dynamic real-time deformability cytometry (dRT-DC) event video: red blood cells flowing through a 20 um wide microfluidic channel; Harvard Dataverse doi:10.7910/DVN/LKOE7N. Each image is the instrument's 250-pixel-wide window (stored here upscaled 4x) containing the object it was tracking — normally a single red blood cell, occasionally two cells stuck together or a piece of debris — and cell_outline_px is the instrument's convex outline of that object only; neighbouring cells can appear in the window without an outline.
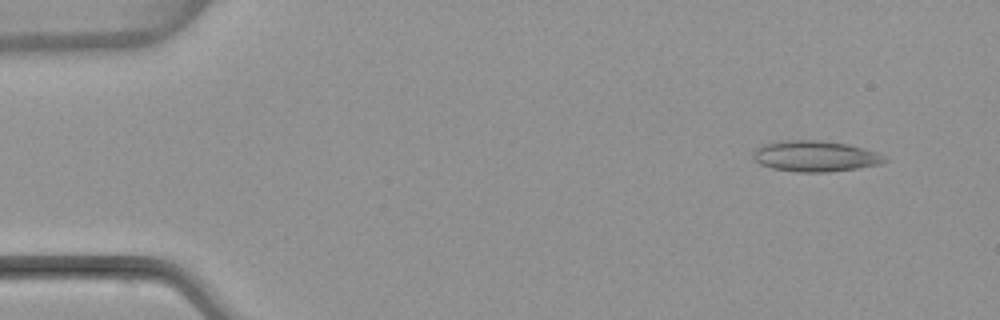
{"species": "common noctule bat (a hibernating species)", "species_latin": "Nyctalus noctula", "temperature_condition": "warm", "stored_images_in_passage": 4, "camera_frame_rate_fps": 3000, "um_per_image_px": 0.085, "animal": {"sex": "female", "body_mass_g": 22.7, "forearm_length_mm": 54.2}, "frame": {"image": 1, "passage_image": 1, "time_ms": 0.0, "image_size_px": [1000, 320], "cell_outline_px": [[888, 160], [880, 164], [856, 168], [828, 172], [796, 172], [772, 168], [760, 164], [752, 156], [756, 148], [760, 144], [784, 140], [816, 140], [848, 144], [864, 148], [888, 156]], "centroid_in_image_um": [69.29, 13.27], "position_along_channel_um": 15.7, "area_um2": 23.76}}
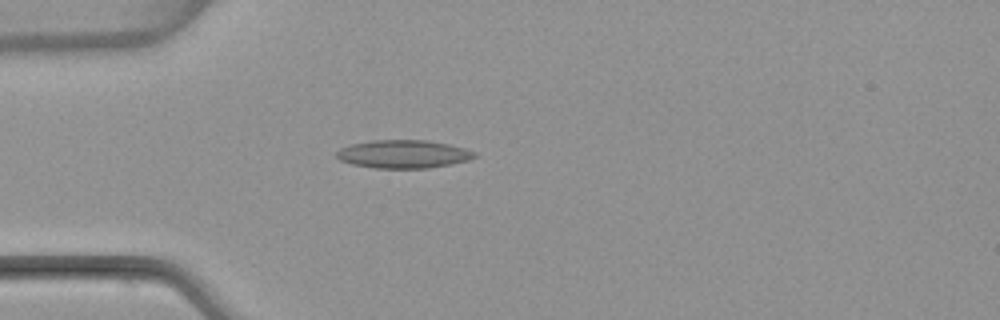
{"frame": {"image": 2, "passage_image": 4, "time_ms": 3.333, "image_size_px": [1000, 320], "cell_outline_px": [[476, 156], [468, 160], [452, 164], [428, 168], [376, 168], [352, 164], [340, 160], [336, 156], [336, 152], [340, 148], [352, 144], [372, 140], [428, 140], [448, 144], [464, 148], [476, 152]], "centroid_in_image_um": [34.29, 13.09], "position_along_channel_um": 50.7, "area_um2": 22.6}}